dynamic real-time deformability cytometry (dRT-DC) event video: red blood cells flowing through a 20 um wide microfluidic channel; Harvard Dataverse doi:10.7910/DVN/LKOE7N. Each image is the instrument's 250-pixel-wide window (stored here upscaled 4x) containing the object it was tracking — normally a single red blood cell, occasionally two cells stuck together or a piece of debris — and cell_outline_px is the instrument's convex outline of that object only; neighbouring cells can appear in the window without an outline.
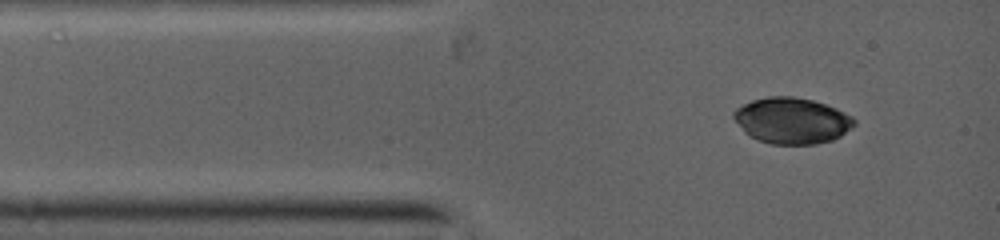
{"species": "common noctule bat (a hibernating species)", "species_latin": "Nyctalus noctula", "temperature_condition": "warm", "stored_images_in_passage": 2, "camera_frame_rate_fps": 5000, "um_per_image_px": 0.085, "animal": {"sex": "female", "body_mass_g": 19.0, "forearm_length_mm": 53.3}, "frame": {"image": 1, "passage_image": 1, "time_ms": 0.0, "image_size_px": [1000, 240], "cell_outline_px": [[856, 120], [840, 136], [832, 140], [816, 144], [772, 144], [760, 140], [752, 136], [732, 116], [736, 108], [752, 100], [768, 96], [792, 96], [812, 100], [836, 108], [852, 116]], "centroid_in_image_um": [67.32, 10.24], "position_along_channel_um": 17.7, "area_um2": 31.67}}